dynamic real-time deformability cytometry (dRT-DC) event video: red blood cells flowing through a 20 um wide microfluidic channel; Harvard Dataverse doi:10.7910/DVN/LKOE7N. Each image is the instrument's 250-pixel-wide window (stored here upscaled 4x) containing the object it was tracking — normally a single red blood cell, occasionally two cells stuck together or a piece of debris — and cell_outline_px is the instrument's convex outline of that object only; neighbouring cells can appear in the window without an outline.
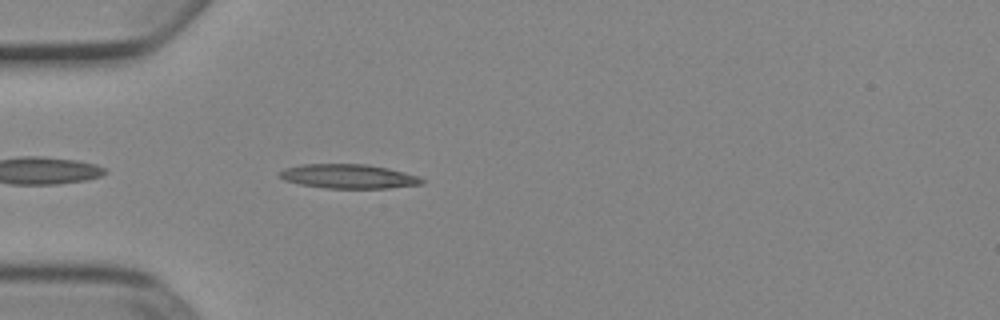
{"species": "Egyptian fruit bat (a non-hibernating species)", "species_latin": "Rousettus aegyptiacus", "temperature_condition": "cold", "stored_images_in_passage": 37, "camera_frame_rate_fps": 3000, "um_per_image_px": 0.085, "animal": {"sex": "female"}, "frame": {"image": 1, "passage_image": 3, "time_ms": 0.667, "image_size_px": [1000, 320], "cell_outline_px": [[424, 184], [388, 188], [324, 188], [300, 184], [284, 180], [276, 172], [284, 168], [300, 164], [368, 164], [388, 168], [420, 176], [424, 180]], "centroid_in_image_um": [29.61, 14.98], "position_along_channel_um": 55.4, "area_um2": 20.29}}
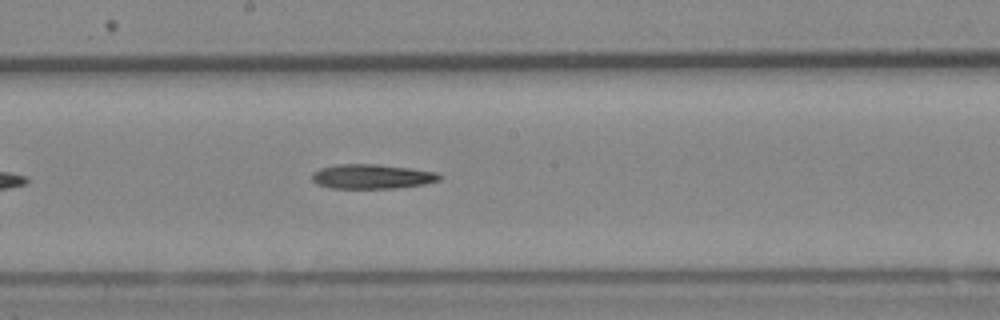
{"frame": {"image": 2, "passage_image": 16, "time_ms": 5.0, "image_size_px": [1000, 320], "cell_outline_px": [[444, 176], [440, 180], [424, 184], [396, 188], [332, 188], [316, 184], [312, 180], [312, 172], [320, 168], [336, 164], [376, 164], [408, 168], [436, 172]], "centroid_in_image_um": [31.6, 15.0], "position_along_channel_um": 216.6, "area_um2": 18.26}}
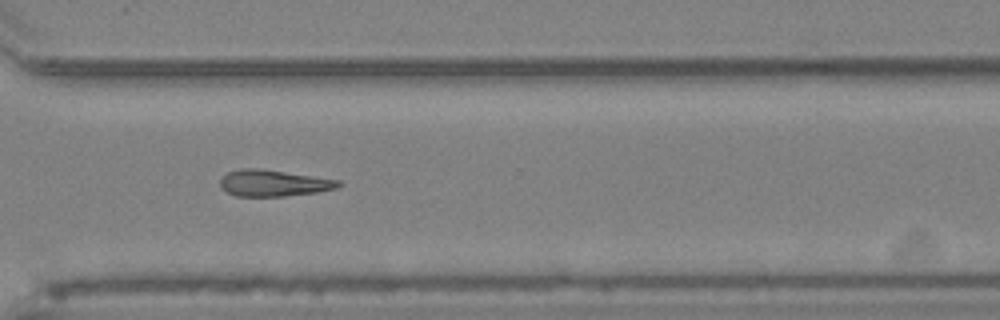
{"frame": {"image": 3, "passage_image": 26, "time_ms": 8.333, "image_size_px": [1000, 320], "cell_outline_px": [[344, 184], [336, 188], [316, 192], [284, 196], [236, 196], [220, 188], [220, 180], [228, 172], [240, 168], [260, 168], [340, 180]], "centroid_in_image_um": [23.25, 15.56], "position_along_channel_um": 347.4, "area_um2": 18.21}, "authors_computed_cell_mechanics": {"area_um2": 18.2648, "velocity_mm_per_s": 3.913, "shape_relaxation_time_tau1_ms": 5.052, "shape_relaxation_time_tau2_ms": null, "deformation_change_tau1": 0.1409, "deformation_change_tau2": null}}